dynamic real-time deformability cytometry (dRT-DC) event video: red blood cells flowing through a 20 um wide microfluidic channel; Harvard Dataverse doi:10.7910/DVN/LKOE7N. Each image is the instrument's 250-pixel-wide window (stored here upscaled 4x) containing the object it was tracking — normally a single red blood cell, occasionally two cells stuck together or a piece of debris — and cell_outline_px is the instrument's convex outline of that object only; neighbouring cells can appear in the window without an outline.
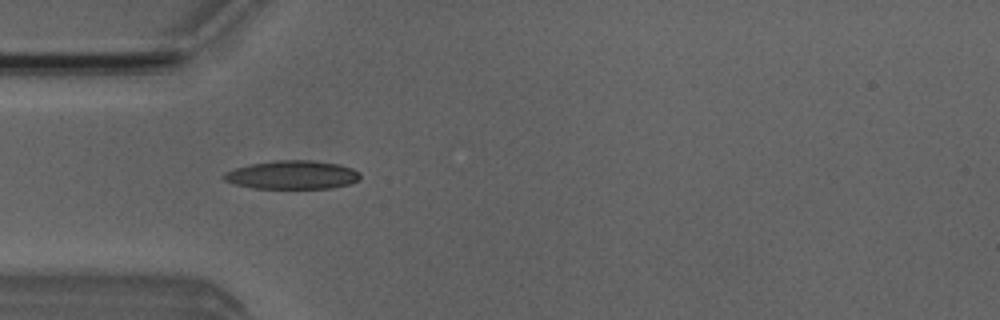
{"species": "Egyptian fruit bat (a non-hibernating species)", "species_latin": "Rousettus aegyptiacus", "temperature_condition": "room temperature", "stored_images_in_passage": 5, "camera_frame_rate_fps": 3000, "um_per_image_px": 0.085, "animal": {"sex": "male"}, "frame": {"image": 1, "passage_image": 4, "time_ms": 4.333, "image_size_px": [1000, 320], "cell_outline_px": [[360, 180], [348, 184], [332, 188], [252, 188], [236, 184], [224, 180], [220, 176], [224, 172], [236, 168], [252, 164], [276, 160], [312, 160], [340, 164], [352, 168], [360, 172]], "centroid_in_image_um": [24.86, 14.86], "position_along_channel_um": 60.1, "area_um2": 22.72}}